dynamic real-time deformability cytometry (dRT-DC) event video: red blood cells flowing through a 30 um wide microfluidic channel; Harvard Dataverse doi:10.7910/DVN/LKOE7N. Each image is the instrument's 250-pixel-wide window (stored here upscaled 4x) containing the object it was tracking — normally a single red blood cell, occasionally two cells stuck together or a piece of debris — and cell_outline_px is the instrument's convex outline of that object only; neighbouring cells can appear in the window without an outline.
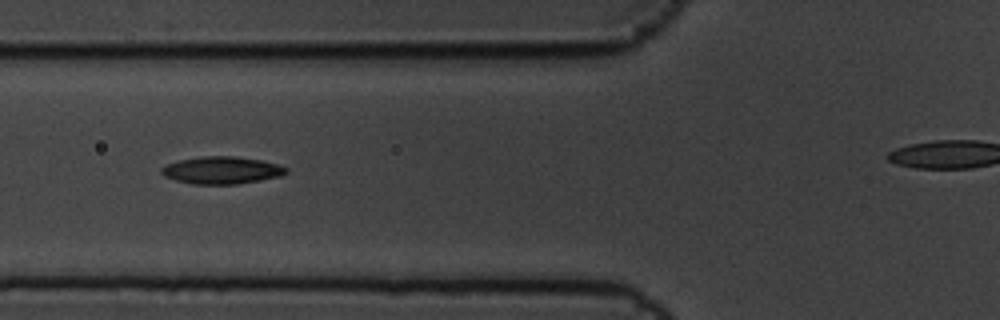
{"species": "common noctule bat (a hibernating species)", "species_latin": "Nyctalus noctula", "temperature_condition": "cold", "stored_images_in_passage": 12, "camera_frame_rate_fps": 3000, "um_per_image_px": 0.085, "animal": {"sex": "male", "body_mass_g": 19.5, "forearm_length_mm": 54.6}, "frame": {"image": 1, "passage_image": 6, "time_ms": 1.667, "image_size_px": [1000, 320], "cell_outline_px": [[288, 172], [280, 176], [260, 180], [236, 184], [192, 184], [176, 180], [164, 176], [160, 172], [160, 168], [168, 164], [180, 160], [204, 156], [236, 156], [264, 160], [280, 164], [288, 168]], "centroid_in_image_um": [18.88, 14.46], "position_along_channel_um": 106.9, "area_um2": 19.94}}
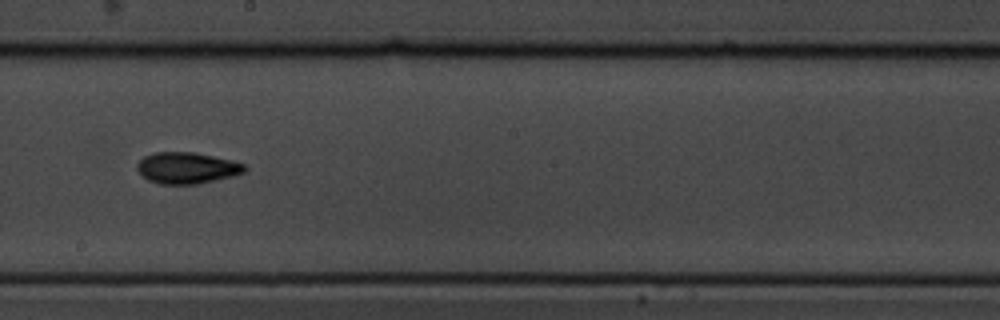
{"frame": {"image": 2, "passage_image": 9, "time_ms": 2.667, "image_size_px": [1000, 320], "cell_outline_px": [[248, 168], [244, 172], [232, 176], [196, 184], [160, 184], [148, 180], [136, 168], [136, 164], [144, 156], [156, 152], [196, 152], [232, 160], [244, 164]], "centroid_in_image_um": [15.89, 14.26], "position_along_channel_um": 232.3, "area_um2": 19.59}}
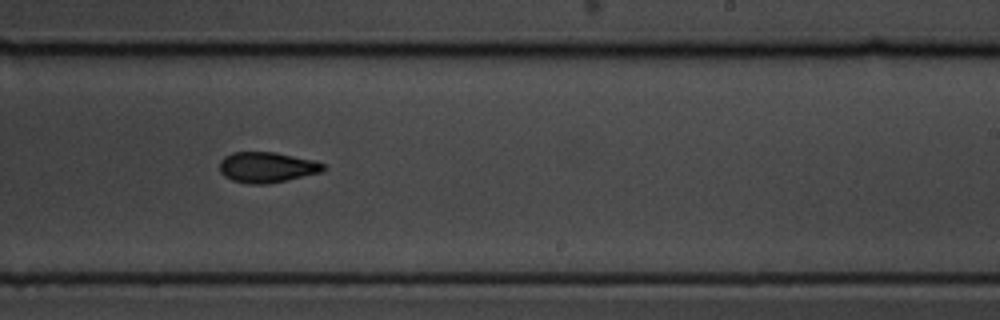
{"frame": {"image": 3, "passage_image": 10, "time_ms": 3.0, "image_size_px": [1000, 320], "cell_outline_px": [[324, 172], [268, 184], [248, 184], [232, 180], [224, 176], [220, 172], [220, 160], [224, 156], [232, 152], [276, 152], [312, 160], [324, 164]], "centroid_in_image_um": [22.67, 14.22], "position_along_channel_um": 266.3, "area_um2": 18.55}}